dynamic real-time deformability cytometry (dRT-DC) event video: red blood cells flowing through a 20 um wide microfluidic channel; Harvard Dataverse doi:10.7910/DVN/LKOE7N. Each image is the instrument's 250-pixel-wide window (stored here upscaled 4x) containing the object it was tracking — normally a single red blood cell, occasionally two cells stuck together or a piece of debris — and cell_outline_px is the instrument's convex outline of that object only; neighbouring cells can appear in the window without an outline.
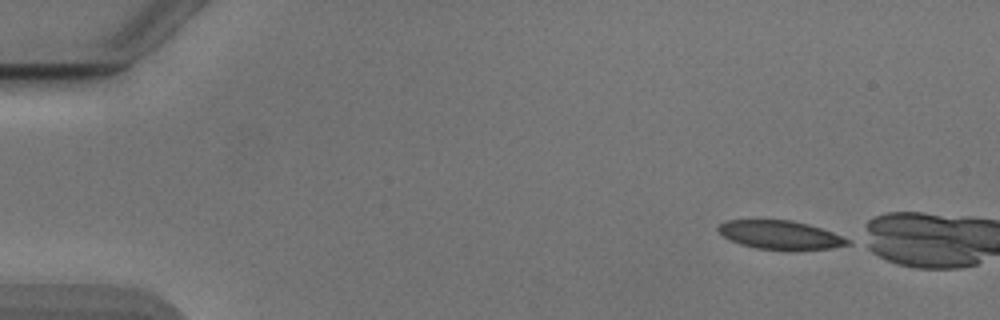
{"species": "Egyptian fruit bat (a non-hibernating species)", "species_latin": "Rousettus aegyptiacus", "temperature_condition": "cold", "stored_images_in_passage": 4, "camera_frame_rate_fps": 3000, "um_per_image_px": 0.085, "animal": {"sex": "male"}, "frame": {"image": 1, "passage_image": 1, "time_ms": 0.0, "image_size_px": [1000, 320], "cell_outline_px": [[852, 244], [832, 248], [792, 252], [788, 252], [756, 248], [740, 244], [724, 236], [716, 228], [720, 224], [728, 220], [792, 220], [808, 224], [832, 232], [852, 240]], "centroid_in_image_um": [66.39, 20.01], "position_along_channel_um": 18.6, "area_um2": 22.08}}